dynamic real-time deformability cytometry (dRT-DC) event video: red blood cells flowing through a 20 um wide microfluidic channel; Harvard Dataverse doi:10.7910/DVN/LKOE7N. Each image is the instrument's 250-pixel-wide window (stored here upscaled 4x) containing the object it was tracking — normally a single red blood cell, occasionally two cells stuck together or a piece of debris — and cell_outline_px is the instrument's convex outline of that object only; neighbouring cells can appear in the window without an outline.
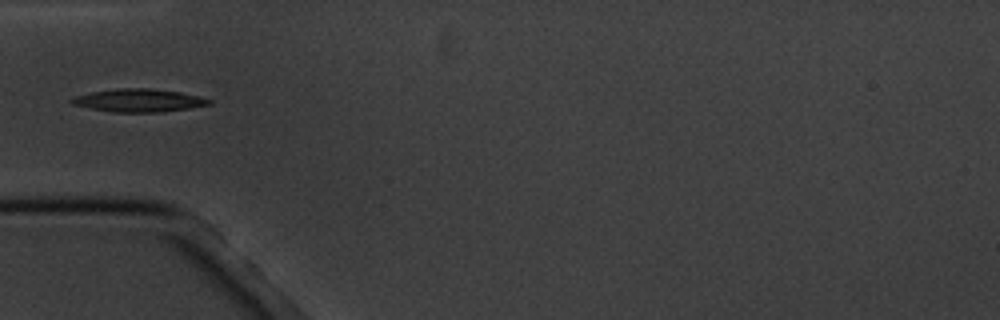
{"species": "common noctule bat (a hibernating species)", "species_latin": "Nyctalus noctula", "temperature_condition": "cold", "stored_images_in_passage": 15, "camera_frame_rate_fps": 3000, "um_per_image_px": 0.085, "animal": {"sex": "male", "body_mass_g": 20.1, "forearm_length_mm": 53.5}, "frame": {"image": 1, "passage_image": 4, "time_ms": 3.333, "image_size_px": [1000, 320], "cell_outline_px": [[212, 104], [188, 108], [160, 112], [112, 112], [72, 104], [68, 100], [76, 96], [92, 92], [116, 88], [148, 88], [180, 92], [212, 100]], "centroid_in_image_um": [11.78, 8.53], "position_along_channel_um": 73.2, "area_um2": 18.15}}
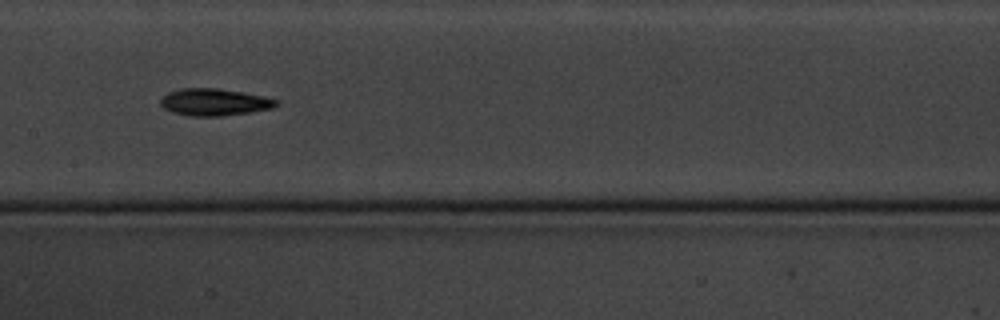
{"frame": {"image": 2, "passage_image": 7, "time_ms": 6.667, "image_size_px": [1000, 320], "cell_outline_px": [[280, 100], [272, 108], [248, 112], [220, 116], [192, 116], [172, 112], [164, 108], [160, 104], [160, 100], [168, 92], [180, 88], [220, 88], [264, 96]], "centroid_in_image_um": [18.2, 8.67], "position_along_channel_um": 189.2, "area_um2": 18.15}}
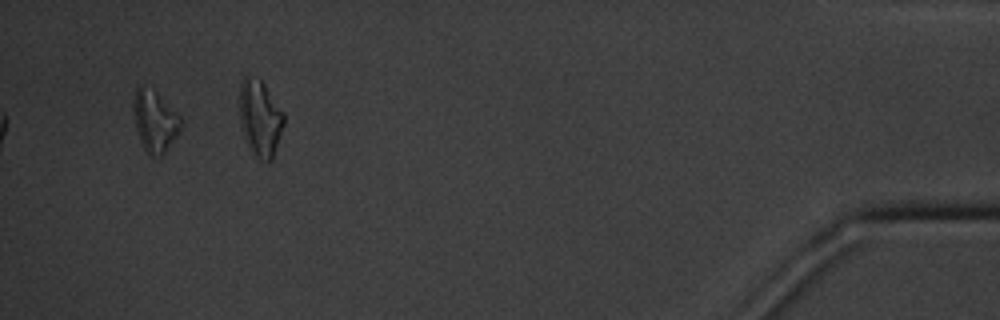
{"frame": {"image": 3, "passage_image": 14, "time_ms": 15.0, "image_size_px": [1000, 320], "cell_outline_px": [[184, 124], [176, 136], [164, 152], [160, 156], [152, 156], [144, 148], [140, 140], [136, 128], [132, 108], [136, 88], [140, 84], [152, 88], [180, 116]], "centroid_in_image_um": [13.15, 10.26], "position_along_channel_um": 422.0, "area_um2": 16.82}, "authors_computed_cell_mechanics": {"area_um2": 17.5134, "velocity_mm_per_s": 3.4503, "shape_relaxation_time_tau1_ms": 5.6587, "shape_relaxation_time_tau2_ms": null, "deformation_change_tau1": 0.1426, "deformation_change_tau2": null}}